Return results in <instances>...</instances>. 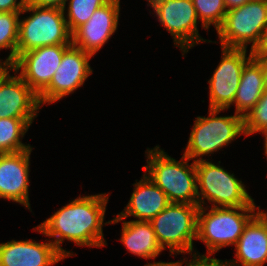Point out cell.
<instances>
[{
    "label": "cell",
    "instance_id": "cell-7",
    "mask_svg": "<svg viewBox=\"0 0 267 266\" xmlns=\"http://www.w3.org/2000/svg\"><path fill=\"white\" fill-rule=\"evenodd\" d=\"M208 160L195 162L199 207L206 205L205 199L212 207L249 206L254 199L242 181L220 166V161L217 165Z\"/></svg>",
    "mask_w": 267,
    "mask_h": 266
},
{
    "label": "cell",
    "instance_id": "cell-33",
    "mask_svg": "<svg viewBox=\"0 0 267 266\" xmlns=\"http://www.w3.org/2000/svg\"><path fill=\"white\" fill-rule=\"evenodd\" d=\"M12 65L5 63L4 61L0 63V78L8 71H11Z\"/></svg>",
    "mask_w": 267,
    "mask_h": 266
},
{
    "label": "cell",
    "instance_id": "cell-34",
    "mask_svg": "<svg viewBox=\"0 0 267 266\" xmlns=\"http://www.w3.org/2000/svg\"><path fill=\"white\" fill-rule=\"evenodd\" d=\"M262 133V135H264V149H265V152L264 154L266 155L267 157V128L264 129L262 132H260V134Z\"/></svg>",
    "mask_w": 267,
    "mask_h": 266
},
{
    "label": "cell",
    "instance_id": "cell-16",
    "mask_svg": "<svg viewBox=\"0 0 267 266\" xmlns=\"http://www.w3.org/2000/svg\"><path fill=\"white\" fill-rule=\"evenodd\" d=\"M235 250V260H224L227 266H264L267 262V212L259 210L249 220Z\"/></svg>",
    "mask_w": 267,
    "mask_h": 266
},
{
    "label": "cell",
    "instance_id": "cell-31",
    "mask_svg": "<svg viewBox=\"0 0 267 266\" xmlns=\"http://www.w3.org/2000/svg\"><path fill=\"white\" fill-rule=\"evenodd\" d=\"M183 263H186L185 259H182L180 261L177 262H163V261H159V262H153V263H147L144 266H182Z\"/></svg>",
    "mask_w": 267,
    "mask_h": 266
},
{
    "label": "cell",
    "instance_id": "cell-27",
    "mask_svg": "<svg viewBox=\"0 0 267 266\" xmlns=\"http://www.w3.org/2000/svg\"><path fill=\"white\" fill-rule=\"evenodd\" d=\"M186 259V266H227L224 260H219L216 258H195L193 257L187 263Z\"/></svg>",
    "mask_w": 267,
    "mask_h": 266
},
{
    "label": "cell",
    "instance_id": "cell-23",
    "mask_svg": "<svg viewBox=\"0 0 267 266\" xmlns=\"http://www.w3.org/2000/svg\"><path fill=\"white\" fill-rule=\"evenodd\" d=\"M68 1V0H67ZM110 0H69L67 15L64 16L68 29L73 34L81 25L85 24L96 9L105 5Z\"/></svg>",
    "mask_w": 267,
    "mask_h": 266
},
{
    "label": "cell",
    "instance_id": "cell-13",
    "mask_svg": "<svg viewBox=\"0 0 267 266\" xmlns=\"http://www.w3.org/2000/svg\"><path fill=\"white\" fill-rule=\"evenodd\" d=\"M11 70L15 76L8 70L0 78V118H21L30 126L41 107L38 95L16 70Z\"/></svg>",
    "mask_w": 267,
    "mask_h": 266
},
{
    "label": "cell",
    "instance_id": "cell-19",
    "mask_svg": "<svg viewBox=\"0 0 267 266\" xmlns=\"http://www.w3.org/2000/svg\"><path fill=\"white\" fill-rule=\"evenodd\" d=\"M120 241L127 250L144 259H155L163 251L149 221H123Z\"/></svg>",
    "mask_w": 267,
    "mask_h": 266
},
{
    "label": "cell",
    "instance_id": "cell-8",
    "mask_svg": "<svg viewBox=\"0 0 267 266\" xmlns=\"http://www.w3.org/2000/svg\"><path fill=\"white\" fill-rule=\"evenodd\" d=\"M266 26L267 0H250L243 6L230 9L217 30L221 47L247 49L248 43H252L251 51Z\"/></svg>",
    "mask_w": 267,
    "mask_h": 266
},
{
    "label": "cell",
    "instance_id": "cell-22",
    "mask_svg": "<svg viewBox=\"0 0 267 266\" xmlns=\"http://www.w3.org/2000/svg\"><path fill=\"white\" fill-rule=\"evenodd\" d=\"M20 13L0 12V50L10 49V54L4 61L10 65L16 60Z\"/></svg>",
    "mask_w": 267,
    "mask_h": 266
},
{
    "label": "cell",
    "instance_id": "cell-24",
    "mask_svg": "<svg viewBox=\"0 0 267 266\" xmlns=\"http://www.w3.org/2000/svg\"><path fill=\"white\" fill-rule=\"evenodd\" d=\"M192 2L203 29L208 30L214 25L217 31L227 12L224 0H192Z\"/></svg>",
    "mask_w": 267,
    "mask_h": 266
},
{
    "label": "cell",
    "instance_id": "cell-2",
    "mask_svg": "<svg viewBox=\"0 0 267 266\" xmlns=\"http://www.w3.org/2000/svg\"><path fill=\"white\" fill-rule=\"evenodd\" d=\"M145 174L167 195L170 203L198 205L195 162L182 156L176 161L159 146L147 148Z\"/></svg>",
    "mask_w": 267,
    "mask_h": 266
},
{
    "label": "cell",
    "instance_id": "cell-29",
    "mask_svg": "<svg viewBox=\"0 0 267 266\" xmlns=\"http://www.w3.org/2000/svg\"><path fill=\"white\" fill-rule=\"evenodd\" d=\"M251 53L252 56H267V26L263 29L259 42Z\"/></svg>",
    "mask_w": 267,
    "mask_h": 266
},
{
    "label": "cell",
    "instance_id": "cell-32",
    "mask_svg": "<svg viewBox=\"0 0 267 266\" xmlns=\"http://www.w3.org/2000/svg\"><path fill=\"white\" fill-rule=\"evenodd\" d=\"M250 0H224L227 11L236 7L243 6Z\"/></svg>",
    "mask_w": 267,
    "mask_h": 266
},
{
    "label": "cell",
    "instance_id": "cell-4",
    "mask_svg": "<svg viewBox=\"0 0 267 266\" xmlns=\"http://www.w3.org/2000/svg\"><path fill=\"white\" fill-rule=\"evenodd\" d=\"M31 12L19 19L16 59L24 52L50 45H72L65 13L61 8L26 5L20 14Z\"/></svg>",
    "mask_w": 267,
    "mask_h": 266
},
{
    "label": "cell",
    "instance_id": "cell-12",
    "mask_svg": "<svg viewBox=\"0 0 267 266\" xmlns=\"http://www.w3.org/2000/svg\"><path fill=\"white\" fill-rule=\"evenodd\" d=\"M71 45H50L22 53L12 64L22 79L39 95L59 67L64 52Z\"/></svg>",
    "mask_w": 267,
    "mask_h": 266
},
{
    "label": "cell",
    "instance_id": "cell-21",
    "mask_svg": "<svg viewBox=\"0 0 267 266\" xmlns=\"http://www.w3.org/2000/svg\"><path fill=\"white\" fill-rule=\"evenodd\" d=\"M29 125L21 118H0V153H13L30 149L22 143Z\"/></svg>",
    "mask_w": 267,
    "mask_h": 266
},
{
    "label": "cell",
    "instance_id": "cell-30",
    "mask_svg": "<svg viewBox=\"0 0 267 266\" xmlns=\"http://www.w3.org/2000/svg\"><path fill=\"white\" fill-rule=\"evenodd\" d=\"M256 58L262 67V72H263V79H264V87L265 90H267V56H252Z\"/></svg>",
    "mask_w": 267,
    "mask_h": 266
},
{
    "label": "cell",
    "instance_id": "cell-26",
    "mask_svg": "<svg viewBox=\"0 0 267 266\" xmlns=\"http://www.w3.org/2000/svg\"><path fill=\"white\" fill-rule=\"evenodd\" d=\"M0 0V12H21L27 5L26 0Z\"/></svg>",
    "mask_w": 267,
    "mask_h": 266
},
{
    "label": "cell",
    "instance_id": "cell-14",
    "mask_svg": "<svg viewBox=\"0 0 267 266\" xmlns=\"http://www.w3.org/2000/svg\"><path fill=\"white\" fill-rule=\"evenodd\" d=\"M120 0H110L72 34V44L94 56L118 27Z\"/></svg>",
    "mask_w": 267,
    "mask_h": 266
},
{
    "label": "cell",
    "instance_id": "cell-1",
    "mask_svg": "<svg viewBox=\"0 0 267 266\" xmlns=\"http://www.w3.org/2000/svg\"><path fill=\"white\" fill-rule=\"evenodd\" d=\"M109 194L87 195L78 197L63 206L33 230L45 236L65 256L72 257L73 251L61 247L64 240L72 241L77 246L103 247V225Z\"/></svg>",
    "mask_w": 267,
    "mask_h": 266
},
{
    "label": "cell",
    "instance_id": "cell-25",
    "mask_svg": "<svg viewBox=\"0 0 267 266\" xmlns=\"http://www.w3.org/2000/svg\"><path fill=\"white\" fill-rule=\"evenodd\" d=\"M267 128V90L256 105L244 116L245 136L262 132Z\"/></svg>",
    "mask_w": 267,
    "mask_h": 266
},
{
    "label": "cell",
    "instance_id": "cell-20",
    "mask_svg": "<svg viewBox=\"0 0 267 266\" xmlns=\"http://www.w3.org/2000/svg\"><path fill=\"white\" fill-rule=\"evenodd\" d=\"M264 91L261 64L256 58L251 57L244 65L234 98L235 113L244 117L256 105Z\"/></svg>",
    "mask_w": 267,
    "mask_h": 266
},
{
    "label": "cell",
    "instance_id": "cell-9",
    "mask_svg": "<svg viewBox=\"0 0 267 266\" xmlns=\"http://www.w3.org/2000/svg\"><path fill=\"white\" fill-rule=\"evenodd\" d=\"M158 21L173 36L174 45L180 47L182 56L203 39L198 31L199 22L192 0H147Z\"/></svg>",
    "mask_w": 267,
    "mask_h": 266
},
{
    "label": "cell",
    "instance_id": "cell-3",
    "mask_svg": "<svg viewBox=\"0 0 267 266\" xmlns=\"http://www.w3.org/2000/svg\"><path fill=\"white\" fill-rule=\"evenodd\" d=\"M207 207V208H206ZM199 207L197 217L196 239L207 247V253L196 258H211L213 253L226 246H234L242 235L245 225L260 210L254 201L249 206L242 207ZM257 208V211L255 210Z\"/></svg>",
    "mask_w": 267,
    "mask_h": 266
},
{
    "label": "cell",
    "instance_id": "cell-5",
    "mask_svg": "<svg viewBox=\"0 0 267 266\" xmlns=\"http://www.w3.org/2000/svg\"><path fill=\"white\" fill-rule=\"evenodd\" d=\"M221 111L224 109L209 108L207 117H196L184 156L194 162L204 160L201 157L217 152L237 136L245 135L244 117L236 113L233 116H217Z\"/></svg>",
    "mask_w": 267,
    "mask_h": 266
},
{
    "label": "cell",
    "instance_id": "cell-15",
    "mask_svg": "<svg viewBox=\"0 0 267 266\" xmlns=\"http://www.w3.org/2000/svg\"><path fill=\"white\" fill-rule=\"evenodd\" d=\"M32 149L0 153V198L12 200L28 209H31L28 189Z\"/></svg>",
    "mask_w": 267,
    "mask_h": 266
},
{
    "label": "cell",
    "instance_id": "cell-11",
    "mask_svg": "<svg viewBox=\"0 0 267 266\" xmlns=\"http://www.w3.org/2000/svg\"><path fill=\"white\" fill-rule=\"evenodd\" d=\"M222 59L209 84V108L229 109L233 105L245 63L252 57L247 49L221 47Z\"/></svg>",
    "mask_w": 267,
    "mask_h": 266
},
{
    "label": "cell",
    "instance_id": "cell-6",
    "mask_svg": "<svg viewBox=\"0 0 267 266\" xmlns=\"http://www.w3.org/2000/svg\"><path fill=\"white\" fill-rule=\"evenodd\" d=\"M198 211L199 205L170 203L150 221L163 250L168 247L170 255L187 253L196 258L193 241L196 240Z\"/></svg>",
    "mask_w": 267,
    "mask_h": 266
},
{
    "label": "cell",
    "instance_id": "cell-28",
    "mask_svg": "<svg viewBox=\"0 0 267 266\" xmlns=\"http://www.w3.org/2000/svg\"><path fill=\"white\" fill-rule=\"evenodd\" d=\"M67 0H26V3L31 6L61 8L66 10Z\"/></svg>",
    "mask_w": 267,
    "mask_h": 266
},
{
    "label": "cell",
    "instance_id": "cell-17",
    "mask_svg": "<svg viewBox=\"0 0 267 266\" xmlns=\"http://www.w3.org/2000/svg\"><path fill=\"white\" fill-rule=\"evenodd\" d=\"M66 257L50 241L11 240L0 243V266H53Z\"/></svg>",
    "mask_w": 267,
    "mask_h": 266
},
{
    "label": "cell",
    "instance_id": "cell-10",
    "mask_svg": "<svg viewBox=\"0 0 267 266\" xmlns=\"http://www.w3.org/2000/svg\"><path fill=\"white\" fill-rule=\"evenodd\" d=\"M92 55L73 44L64 52L50 84L38 95L40 105L52 104L84 85L93 70L89 65Z\"/></svg>",
    "mask_w": 267,
    "mask_h": 266
},
{
    "label": "cell",
    "instance_id": "cell-18",
    "mask_svg": "<svg viewBox=\"0 0 267 266\" xmlns=\"http://www.w3.org/2000/svg\"><path fill=\"white\" fill-rule=\"evenodd\" d=\"M133 186L135 187L128 204L120 214L110 220V224L119 223L130 216L137 218V221L150 222L170 204L167 195L146 174Z\"/></svg>",
    "mask_w": 267,
    "mask_h": 266
}]
</instances>
